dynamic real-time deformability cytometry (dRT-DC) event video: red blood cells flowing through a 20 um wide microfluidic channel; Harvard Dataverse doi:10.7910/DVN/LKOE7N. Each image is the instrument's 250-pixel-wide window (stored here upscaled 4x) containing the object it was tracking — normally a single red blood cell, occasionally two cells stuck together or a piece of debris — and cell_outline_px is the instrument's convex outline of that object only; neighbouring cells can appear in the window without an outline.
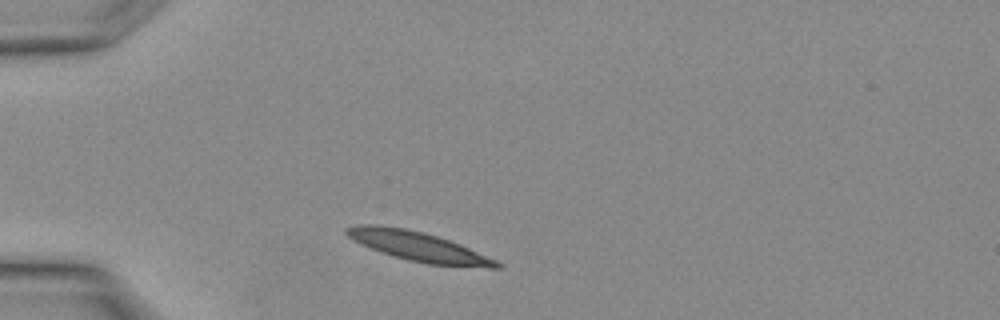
{"species": "Egyptian fruit bat (a non-hibernating species)", "species_latin": "Rousettus aegyptiacus", "temperature_condition": "warm", "stored_images_in_passage": 13, "camera_frame_rate_fps": 3000, "um_per_image_px": 0.085, "animal": {"sex": "female"}, "frame": {"image": 1, "passage_image": 1, "time_ms": 0.0, "image_size_px": [1000, 320], "cell_outline_px": [[504, 268], [488, 268], [428, 264], [408, 260], [392, 256], [372, 248], [348, 236], [344, 232], [344, 228], [356, 224], [376, 224], [404, 228], [424, 232], [460, 244], [496, 260], [504, 264]], "centroid_in_image_um": [35.6, 20.95], "position_along_channel_um": 49.4, "area_um2": 25.61}}
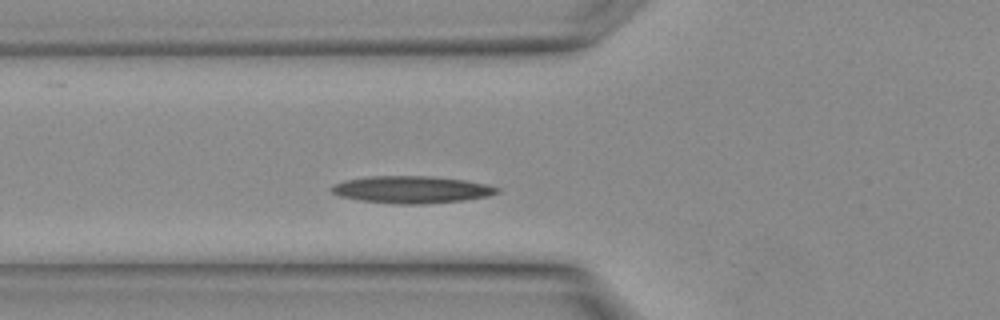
{"frame": {"image": 2, "passage_image": 4, "time_ms": 1.0, "image_size_px": [1000, 320], "cell_outline_px": [[500, 192], [488, 196], [464, 200], [420, 204], [396, 204], [360, 200], [340, 196], [332, 192], [328, 188], [332, 184], [344, 180], [368, 176], [432, 176], [464, 180], [488, 184], [500, 188]], "centroid_in_image_um": [34.97, 16.11], "position_along_channel_um": 90.8, "area_um2": 26.36}}
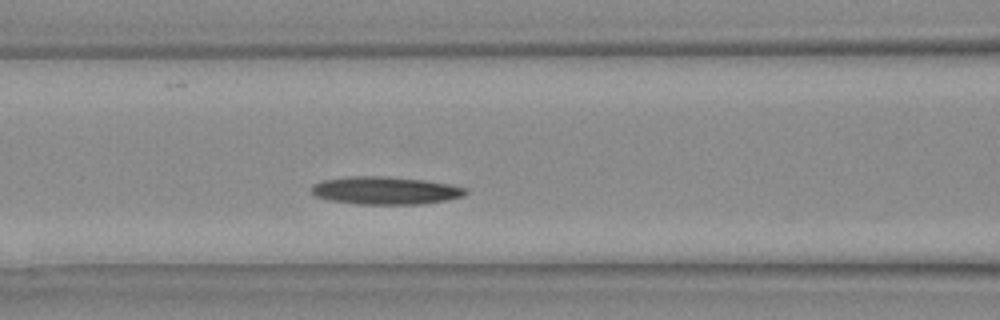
{"frame": {"image": 3, "passage_image": 6, "time_ms": 1.667, "image_size_px": [1000, 320], "cell_outline_px": [[468, 192], [464, 196], [448, 200], [424, 204], [356, 204], [328, 200], [316, 196], [312, 192], [312, 184], [324, 180], [348, 176], [384, 176], [424, 180], [448, 184], [468, 188]], "centroid_in_image_um": [32.78, 16.2], "position_along_channel_um": 133.8, "area_um2": 25.09}}